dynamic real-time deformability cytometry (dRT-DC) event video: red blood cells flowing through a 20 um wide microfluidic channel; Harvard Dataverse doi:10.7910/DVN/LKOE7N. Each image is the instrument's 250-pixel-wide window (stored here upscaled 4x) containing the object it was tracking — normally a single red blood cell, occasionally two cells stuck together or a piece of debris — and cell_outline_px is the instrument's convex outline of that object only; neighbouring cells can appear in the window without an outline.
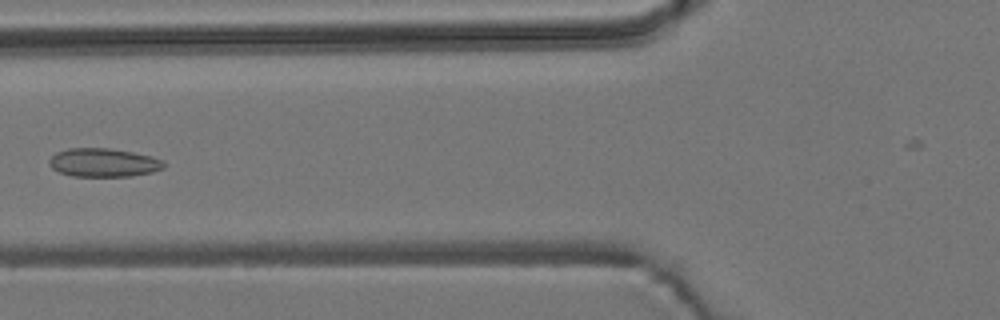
{"species": "common noctule bat (a hibernating species)", "species_latin": "Nyctalus noctula", "temperature_condition": "room temperature", "stored_images_in_passage": 5, "camera_frame_rate_fps": 3000, "um_per_image_px": 0.085, "animal": {"sex": "male", "body_mass_g": 19.2, "forearm_length_mm": 51.8}, "frame": {"image": 1, "passage_image": 4, "time_ms": 4.333, "image_size_px": [1000, 320], "cell_outline_px": [[164, 168], [152, 172], [132, 176], [72, 176], [60, 172], [52, 168], [48, 164], [48, 160], [56, 152], [68, 148], [108, 148], [132, 152], [152, 156], [164, 160]], "centroid_in_image_um": [8.8, 13.82], "position_along_channel_um": 117.0, "area_um2": 19.13}}
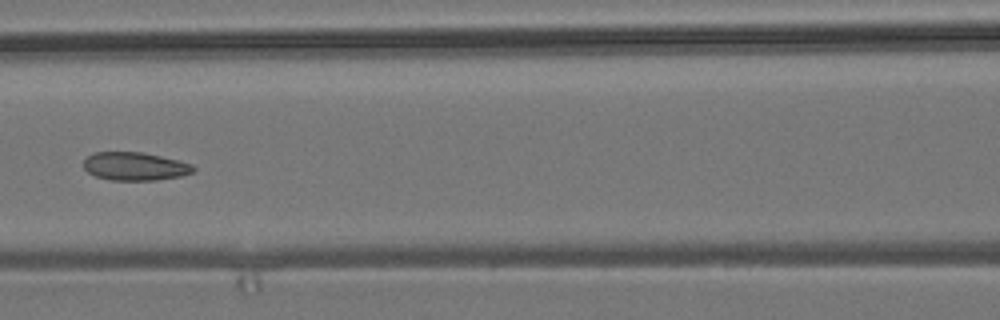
{"frame": {"image": 2, "passage_image": 5, "time_ms": 5.333, "image_size_px": [1000, 320], "cell_outline_px": [[196, 168], [192, 172], [180, 176], [156, 180], [112, 180], [96, 176], [88, 172], [84, 168], [84, 160], [92, 152], [144, 152], [192, 164]], "centroid_in_image_um": [11.45, 14.13], "position_along_channel_um": 155.1, "area_um2": 17.92}}